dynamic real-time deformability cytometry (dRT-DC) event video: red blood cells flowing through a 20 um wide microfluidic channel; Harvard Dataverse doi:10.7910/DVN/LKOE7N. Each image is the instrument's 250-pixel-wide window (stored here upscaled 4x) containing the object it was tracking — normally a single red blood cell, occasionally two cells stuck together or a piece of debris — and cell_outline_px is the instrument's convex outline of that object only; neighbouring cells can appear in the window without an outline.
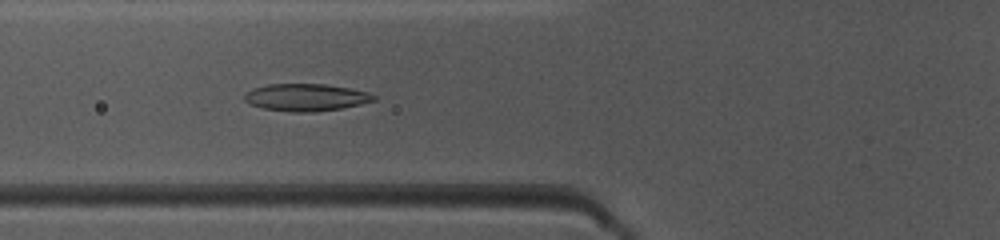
{"species": "common noctule bat (a hibernating species)", "species_latin": "Nyctalus noctula", "temperature_condition": "warm", "stored_images_in_passage": 45, "camera_frame_rate_fps": 3000, "um_per_image_px": 0.085, "animal": {"sex": "female", "body_mass_g": 10.0, "forearm_length_mm": 53.1}, "frame": {"image": 1, "passage_image": 14, "time_ms": 4.333, "image_size_px": [1000, 240], "cell_outline_px": [[376, 100], [360, 104], [340, 108], [316, 112], [292, 112], [264, 108], [252, 104], [244, 100], [244, 96], [252, 88], [268, 84], [324, 84], [348, 88], [368, 92], [376, 96]], "centroid_in_image_um": [26.01, 8.27], "position_along_channel_um": 99.8, "area_um2": 20.35}}
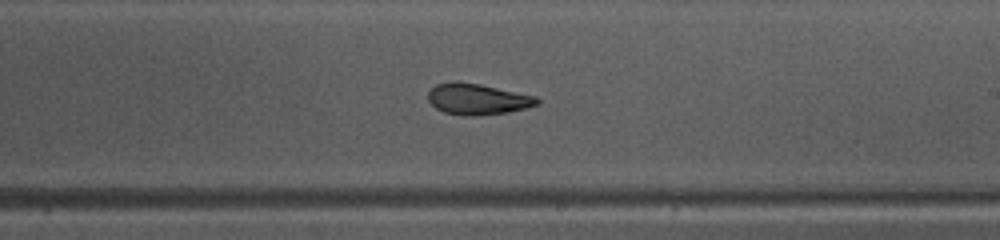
{"frame": {"image": 2, "passage_image": 25, "time_ms": 8.0, "image_size_px": [1000, 240], "cell_outline_px": [[540, 104], [508, 112], [476, 116], [472, 116], [444, 112], [436, 108], [428, 100], [428, 92], [436, 84], [480, 84], [536, 96], [540, 100]], "centroid_in_image_um": [40.64, 8.46], "position_along_channel_um": 248.4, "area_um2": 19.07}}
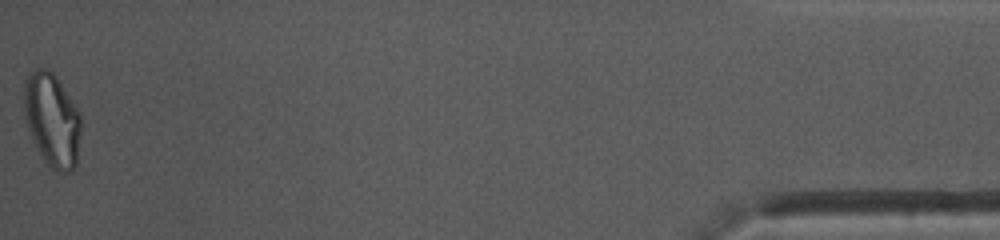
{"frame": {"image": 3, "passage_image": 45, "time_ms": 14.667, "image_size_px": [1000, 240], "cell_outline_px": [[80, 132], [76, 164], [72, 172], [60, 172], [52, 168], [48, 164], [40, 152], [28, 132], [24, 116], [24, 80], [36, 68], [48, 68], [56, 76], [80, 112]], "centroid_in_image_um": [4.42, 10.16], "position_along_channel_um": 430.8, "area_um2": 30.92}, "authors_computed_cell_mechanics": {"area_um2": 20.9814, "velocity_mm_per_s": 4.0411, "shape_relaxation_time_tau1_ms": null, "shape_relaxation_time_tau2_ms": 2.1733, "deformation_change_tau1": null, "deformation_change_tau2": 0.0819}}